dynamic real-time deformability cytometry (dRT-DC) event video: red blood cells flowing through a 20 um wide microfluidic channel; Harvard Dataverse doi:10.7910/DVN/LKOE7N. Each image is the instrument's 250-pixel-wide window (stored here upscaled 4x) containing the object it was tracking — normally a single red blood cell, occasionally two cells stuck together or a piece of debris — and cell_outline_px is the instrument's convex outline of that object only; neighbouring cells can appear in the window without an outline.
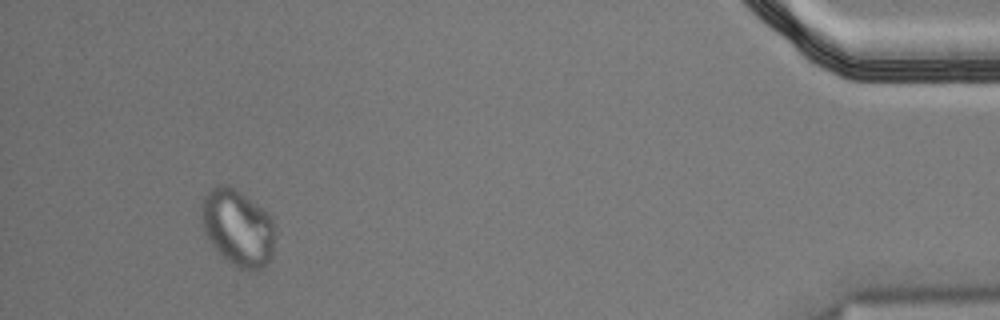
{"species": "Egyptian fruit bat (a non-hibernating species)", "species_latin": "Rousettus aegyptiacus", "temperature_condition": "cold", "stored_images_in_passage": 59, "segment_of_instrument_passage": [2, 2], "camera_frame_rate_fps": 3000, "um_per_image_px": 0.085, "animal": {"sex": "male"}, "frame": {"image": 1, "passage_image": 55, "time_ms": 18.0, "image_size_px": [1000, 320], "cell_outline_px": [[276, 232], [272, 252], [264, 268], [260, 272], [248, 272], [232, 264], [208, 240], [204, 232], [200, 216], [200, 204], [204, 196], [212, 188], [220, 184], [228, 184], [236, 188], [272, 216], [276, 224]], "centroid_in_image_um": [20.23, 19.35], "position_along_channel_um": 415.0, "area_um2": 33.47}}